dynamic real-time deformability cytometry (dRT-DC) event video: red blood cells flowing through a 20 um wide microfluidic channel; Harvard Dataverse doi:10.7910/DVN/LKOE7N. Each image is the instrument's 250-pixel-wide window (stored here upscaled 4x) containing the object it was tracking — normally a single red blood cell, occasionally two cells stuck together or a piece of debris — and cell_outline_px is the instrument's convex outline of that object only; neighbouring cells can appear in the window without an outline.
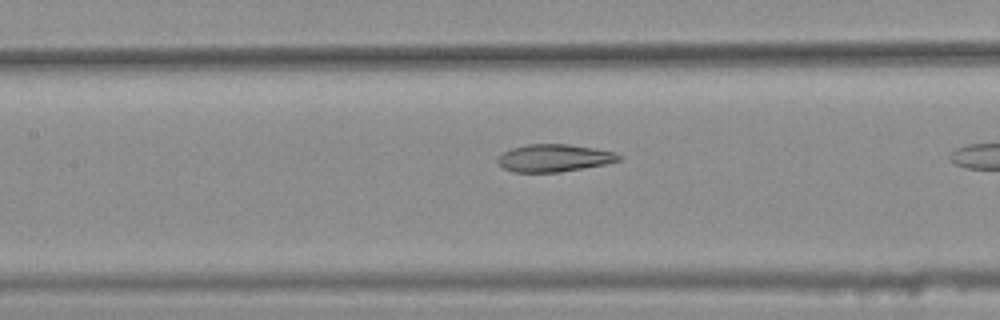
{"species": "common noctule bat (a hibernating species)", "species_latin": "Nyctalus noctula", "temperature_condition": "warm", "stored_images_in_passage": 16, "camera_frame_rate_fps": 3000, "um_per_image_px": 0.085, "animal": {"sex": "female", "body_mass_g": 25.1}, "frame": {"image": 1, "passage_image": 14, "time_ms": 4.333, "image_size_px": [1000, 320], "cell_outline_px": [[624, 156], [620, 160], [604, 164], [584, 168], [560, 172], [512, 172], [504, 168], [496, 160], [504, 152], [512, 148], [528, 144], [568, 144], [616, 152]], "centroid_in_image_um": [47.12, 13.43], "position_along_channel_um": 160.3, "area_um2": 19.31}}